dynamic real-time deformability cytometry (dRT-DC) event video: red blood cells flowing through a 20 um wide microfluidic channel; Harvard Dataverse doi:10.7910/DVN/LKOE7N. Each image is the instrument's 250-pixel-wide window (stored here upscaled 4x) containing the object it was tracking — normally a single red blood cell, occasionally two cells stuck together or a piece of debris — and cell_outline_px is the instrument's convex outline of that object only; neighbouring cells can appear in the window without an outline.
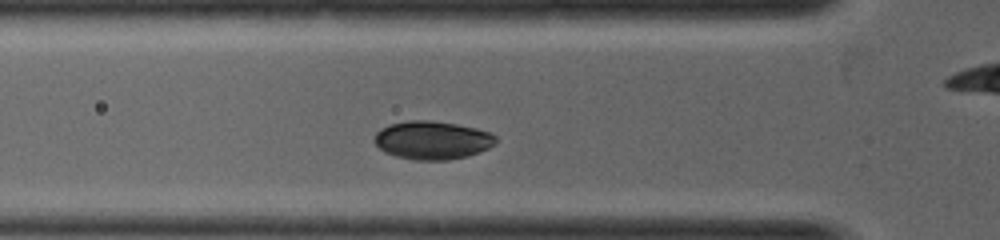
{"species": "common noctule bat (a hibernating species)", "species_latin": "Nyctalus noctula", "temperature_condition": "warm", "stored_images_in_passage": 25, "camera_frame_rate_fps": 5000, "um_per_image_px": 0.085, "animal": {"sex": "female", "body_mass_g": 19.0, "forearm_length_mm": 53.3}, "frame": {"image": 1, "passage_image": 4, "time_ms": 0.6, "image_size_px": [1000, 240], "cell_outline_px": [[496, 144], [480, 152], [468, 156], [448, 160], [416, 160], [396, 156], [384, 152], [376, 144], [376, 132], [380, 128], [388, 124], [408, 120], [432, 120], [456, 124], [476, 128], [492, 132], [496, 136]], "centroid_in_image_um": [36.77, 11.91], "position_along_channel_um": 89.0, "area_um2": 27.28}}
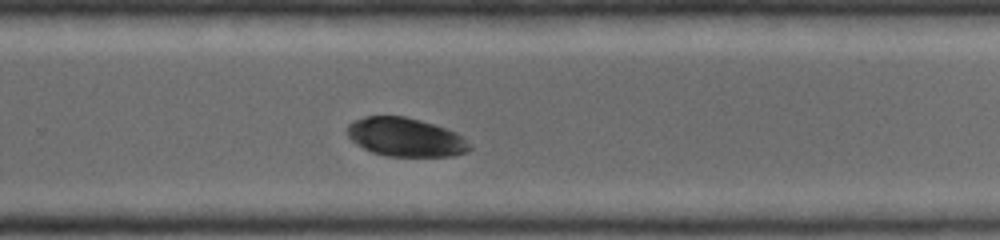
{"frame": {"image": 2, "passage_image": 16, "time_ms": 3.0, "image_size_px": [1000, 240], "cell_outline_px": [[472, 148], [468, 152], [452, 156], [388, 156], [372, 152], [356, 144], [348, 136], [348, 124], [352, 120], [364, 116], [404, 116], [420, 120], [456, 132], [472, 144]], "centroid_in_image_um": [34.48, 11.66], "position_along_channel_um": 295.3, "area_um2": 27.63}}
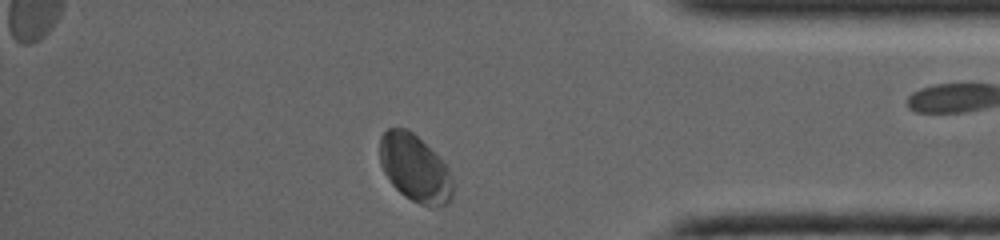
{"frame": {"image": 3, "passage_image": 23, "time_ms": 4.4, "image_size_px": [1000, 240], "cell_outline_px": [[452, 200], [448, 204], [432, 208], [428, 208], [404, 196], [392, 184], [384, 172], [380, 164], [380, 136], [388, 128], [408, 128], [448, 168], [452, 180]], "centroid_in_image_um": [35.25, 14.34], "position_along_channel_um": 399.9, "area_um2": 28.38}}